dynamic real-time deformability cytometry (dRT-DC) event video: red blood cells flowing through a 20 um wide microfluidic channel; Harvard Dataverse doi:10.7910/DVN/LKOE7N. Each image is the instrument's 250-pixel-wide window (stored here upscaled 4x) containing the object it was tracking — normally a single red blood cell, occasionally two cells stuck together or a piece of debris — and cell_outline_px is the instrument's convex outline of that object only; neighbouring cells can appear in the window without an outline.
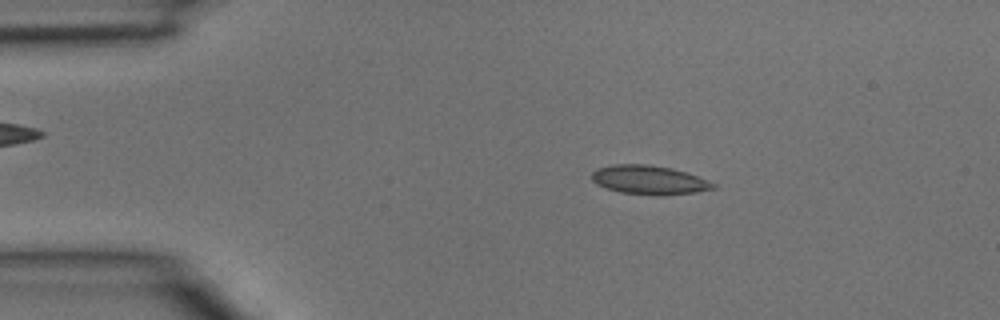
{"species": "common noctule bat (a hibernating species)", "species_latin": "Nyctalus noctula", "temperature_condition": "room temperature", "stored_images_in_passage": 38, "camera_frame_rate_fps": 3000, "um_per_image_px": 0.085, "animal": {"sex": "male", "body_mass_g": 15.6}, "frame": {"image": 1, "passage_image": 6, "time_ms": 1.667, "image_size_px": [1000, 320], "cell_outline_px": [[716, 188], [696, 192], [660, 196], [620, 192], [604, 188], [596, 184], [592, 180], [592, 172], [596, 168], [612, 164], [648, 164], [672, 168], [708, 180], [716, 184]], "centroid_in_image_um": [55.14, 15.3], "position_along_channel_um": 29.9, "area_um2": 20.63}}
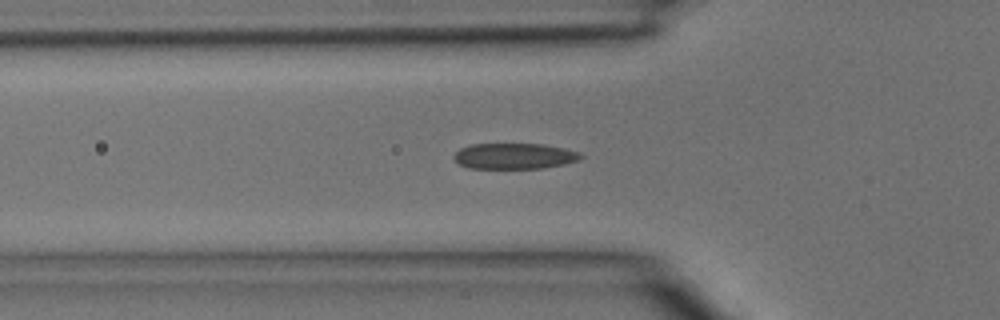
{"frame": {"image": 2, "passage_image": 12, "time_ms": 3.667, "image_size_px": [1000, 320], "cell_outline_px": [[584, 156], [580, 160], [564, 164], [540, 168], [468, 168], [460, 164], [452, 156], [460, 148], [468, 144], [544, 144], [564, 148], [580, 152]], "centroid_in_image_um": [43.73, 13.26], "position_along_channel_um": 82.1, "area_um2": 19.13}}
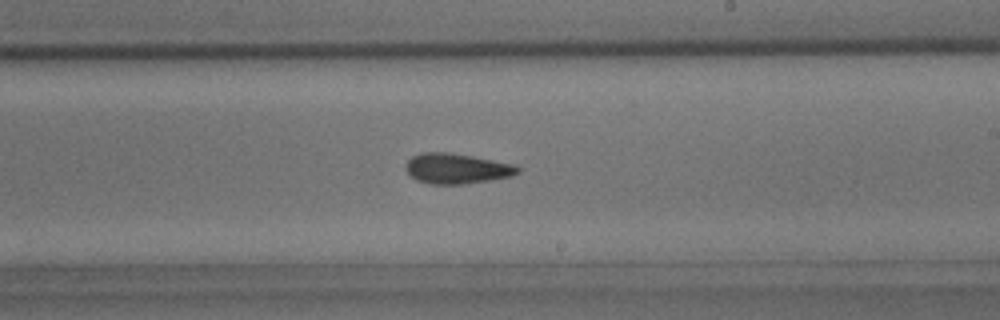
{"frame": {"image": 3, "passage_image": 22, "time_ms": 7.0, "image_size_px": [1000, 320], "cell_outline_px": [[520, 172], [512, 176], [464, 184], [428, 184], [416, 180], [404, 168], [404, 164], [412, 156], [420, 152], [448, 152], [472, 156], [512, 164], [520, 168]], "centroid_in_image_um": [38.77, 14.32], "position_along_channel_um": 250.2, "area_um2": 19.77}}